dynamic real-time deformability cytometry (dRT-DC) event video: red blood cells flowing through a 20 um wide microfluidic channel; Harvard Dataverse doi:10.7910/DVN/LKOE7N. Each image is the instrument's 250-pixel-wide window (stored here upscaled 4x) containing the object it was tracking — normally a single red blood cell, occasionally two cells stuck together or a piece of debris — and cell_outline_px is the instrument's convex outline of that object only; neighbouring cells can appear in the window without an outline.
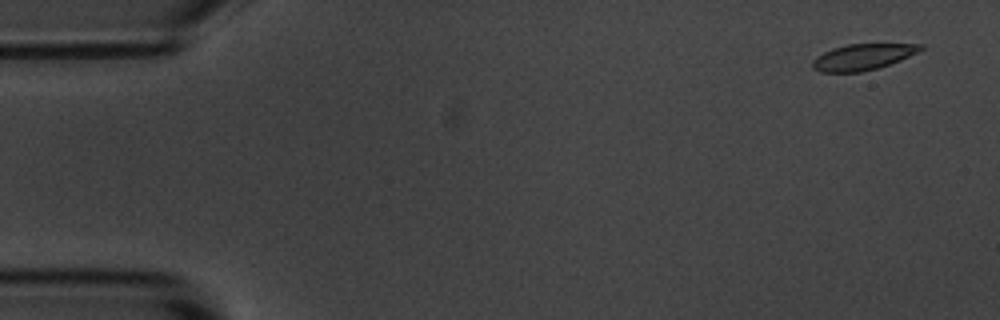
{"species": "common noctule bat (a hibernating species)", "species_latin": "Nyctalus noctula", "temperature_condition": "room temperature", "stored_images_in_passage": 55, "camera_frame_rate_fps": 3000, "um_per_image_px": 0.085, "animal": {"sex": "male", "body_mass_g": 20.1, "forearm_length_mm": 53.5}, "frame": {"image": 1, "passage_image": 3, "time_ms": 0.667, "image_size_px": [1000, 320], "cell_outline_px": [[924, 48], [900, 60], [876, 68], [860, 72], [820, 72], [812, 68], [812, 60], [816, 56], [832, 48], [848, 44], [924, 44]], "centroid_in_image_um": [73.28, 4.84], "position_along_channel_um": 11.7, "area_um2": 16.24}}
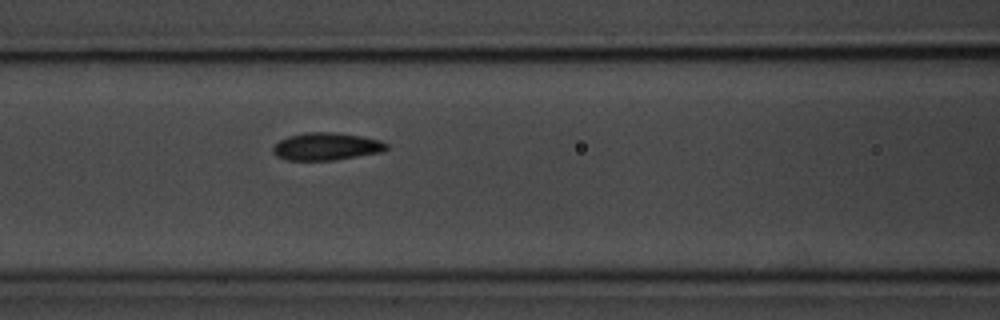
{"frame": {"image": 2, "passage_image": 23, "time_ms": 7.333, "image_size_px": [1000, 320], "cell_outline_px": [[388, 148], [380, 152], [336, 160], [288, 160], [276, 156], [272, 152], [272, 148], [280, 140], [288, 136], [304, 132], [336, 132], [360, 136], [380, 140], [388, 144]], "centroid_in_image_um": [27.72, 12.44], "position_along_channel_um": 138.9, "area_um2": 18.21}}
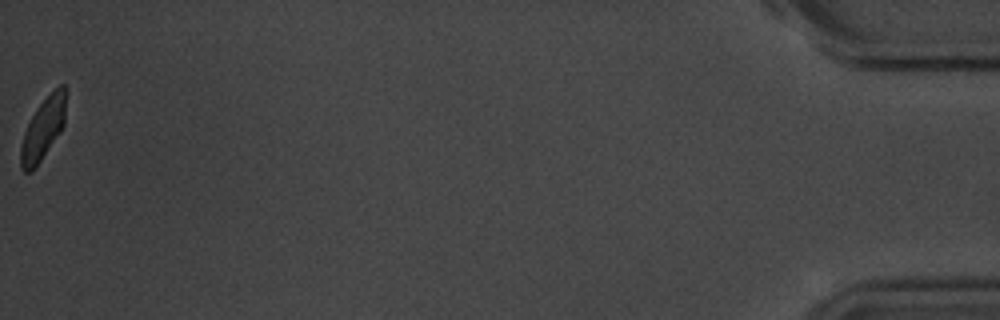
{"frame": {"image": 3, "passage_image": 55, "time_ms": 18.0, "image_size_px": [1000, 320], "cell_outline_px": [[64, 124], [60, 132], [32, 172], [24, 172], [20, 168], [20, 148], [24, 132], [36, 108], [60, 84], [64, 84]], "centroid_in_image_um": [3.62, 11.02], "position_along_channel_um": 431.6, "area_um2": 15.78}, "authors_computed_cell_mechanics": {"area_um2": 17.4556, "velocity_mm_per_s": 3.679, "shape_relaxation_time_tau1_ms": 2.1168, "shape_relaxation_time_tau2_ms": 1.0636, "deformation_change_tau1": 0.1055, "deformation_change_tau2": 0.0501}}